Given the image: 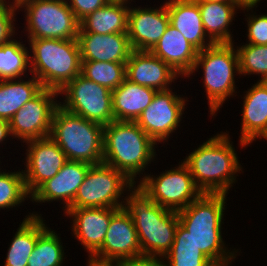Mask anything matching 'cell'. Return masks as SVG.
<instances>
[{"mask_svg":"<svg viewBox=\"0 0 267 266\" xmlns=\"http://www.w3.org/2000/svg\"><path fill=\"white\" fill-rule=\"evenodd\" d=\"M208 2H226V3H239L237 0H205Z\"/></svg>","mask_w":267,"mask_h":266,"instance_id":"7bdbcfd3","label":"cell"},{"mask_svg":"<svg viewBox=\"0 0 267 266\" xmlns=\"http://www.w3.org/2000/svg\"><path fill=\"white\" fill-rule=\"evenodd\" d=\"M37 212H30L19 225L12 242L9 245L4 266H27L38 239Z\"/></svg>","mask_w":267,"mask_h":266,"instance_id":"83f0119b","label":"cell"},{"mask_svg":"<svg viewBox=\"0 0 267 266\" xmlns=\"http://www.w3.org/2000/svg\"><path fill=\"white\" fill-rule=\"evenodd\" d=\"M87 266H116V264L97 263L88 259Z\"/></svg>","mask_w":267,"mask_h":266,"instance_id":"b9f144b4","label":"cell"},{"mask_svg":"<svg viewBox=\"0 0 267 266\" xmlns=\"http://www.w3.org/2000/svg\"><path fill=\"white\" fill-rule=\"evenodd\" d=\"M265 140H267V132L262 136Z\"/></svg>","mask_w":267,"mask_h":266,"instance_id":"bcb514c9","label":"cell"},{"mask_svg":"<svg viewBox=\"0 0 267 266\" xmlns=\"http://www.w3.org/2000/svg\"><path fill=\"white\" fill-rule=\"evenodd\" d=\"M31 195L28 193L23 172L0 171V209L20 206Z\"/></svg>","mask_w":267,"mask_h":266,"instance_id":"1f68e13d","label":"cell"},{"mask_svg":"<svg viewBox=\"0 0 267 266\" xmlns=\"http://www.w3.org/2000/svg\"><path fill=\"white\" fill-rule=\"evenodd\" d=\"M243 97L240 145L247 147L267 132V87L257 81ZM256 139V140H255Z\"/></svg>","mask_w":267,"mask_h":266,"instance_id":"44dd1931","label":"cell"},{"mask_svg":"<svg viewBox=\"0 0 267 266\" xmlns=\"http://www.w3.org/2000/svg\"><path fill=\"white\" fill-rule=\"evenodd\" d=\"M172 90L157 91L150 105L136 120L145 133L158 144L167 142L180 126L186 101H189Z\"/></svg>","mask_w":267,"mask_h":266,"instance_id":"4fadbf2b","label":"cell"},{"mask_svg":"<svg viewBox=\"0 0 267 266\" xmlns=\"http://www.w3.org/2000/svg\"><path fill=\"white\" fill-rule=\"evenodd\" d=\"M120 208H75L64 214L72 218V234L90 258L103 244L112 216Z\"/></svg>","mask_w":267,"mask_h":266,"instance_id":"ac0fdd59","label":"cell"},{"mask_svg":"<svg viewBox=\"0 0 267 266\" xmlns=\"http://www.w3.org/2000/svg\"><path fill=\"white\" fill-rule=\"evenodd\" d=\"M227 194L203 193L178 211L179 223L193 237L195 245L215 266H229L238 254L228 250L222 238V223Z\"/></svg>","mask_w":267,"mask_h":266,"instance_id":"6da1fadb","label":"cell"},{"mask_svg":"<svg viewBox=\"0 0 267 266\" xmlns=\"http://www.w3.org/2000/svg\"><path fill=\"white\" fill-rule=\"evenodd\" d=\"M157 90L133 83L126 78L112 91V109L115 121L136 122L150 105Z\"/></svg>","mask_w":267,"mask_h":266,"instance_id":"d4e9b609","label":"cell"},{"mask_svg":"<svg viewBox=\"0 0 267 266\" xmlns=\"http://www.w3.org/2000/svg\"><path fill=\"white\" fill-rule=\"evenodd\" d=\"M128 1L111 0L80 21L79 32L111 34L127 33ZM128 5V6H127Z\"/></svg>","mask_w":267,"mask_h":266,"instance_id":"484cf974","label":"cell"},{"mask_svg":"<svg viewBox=\"0 0 267 266\" xmlns=\"http://www.w3.org/2000/svg\"><path fill=\"white\" fill-rule=\"evenodd\" d=\"M169 251L202 252L193 241L190 233L179 223L172 247Z\"/></svg>","mask_w":267,"mask_h":266,"instance_id":"74e56055","label":"cell"},{"mask_svg":"<svg viewBox=\"0 0 267 266\" xmlns=\"http://www.w3.org/2000/svg\"><path fill=\"white\" fill-rule=\"evenodd\" d=\"M165 4L170 24L198 51L214 44L204 31L199 6L195 0H168Z\"/></svg>","mask_w":267,"mask_h":266,"instance_id":"603a6c76","label":"cell"},{"mask_svg":"<svg viewBox=\"0 0 267 266\" xmlns=\"http://www.w3.org/2000/svg\"><path fill=\"white\" fill-rule=\"evenodd\" d=\"M90 167L85 162L68 160L53 178L46 180L31 194L30 200L33 203L62 200L65 212L73 203Z\"/></svg>","mask_w":267,"mask_h":266,"instance_id":"e0dca14e","label":"cell"},{"mask_svg":"<svg viewBox=\"0 0 267 266\" xmlns=\"http://www.w3.org/2000/svg\"><path fill=\"white\" fill-rule=\"evenodd\" d=\"M23 1H25V0H13L11 3H12L13 5L18 6V5H20Z\"/></svg>","mask_w":267,"mask_h":266,"instance_id":"ee69618b","label":"cell"},{"mask_svg":"<svg viewBox=\"0 0 267 266\" xmlns=\"http://www.w3.org/2000/svg\"><path fill=\"white\" fill-rule=\"evenodd\" d=\"M20 40L11 39L0 45V80L18 79L30 72L29 49Z\"/></svg>","mask_w":267,"mask_h":266,"instance_id":"f546056e","label":"cell"},{"mask_svg":"<svg viewBox=\"0 0 267 266\" xmlns=\"http://www.w3.org/2000/svg\"><path fill=\"white\" fill-rule=\"evenodd\" d=\"M157 143L136 123L112 121L103 129V162L135 184L155 159ZM143 171V172H142Z\"/></svg>","mask_w":267,"mask_h":266,"instance_id":"277c9868","label":"cell"},{"mask_svg":"<svg viewBox=\"0 0 267 266\" xmlns=\"http://www.w3.org/2000/svg\"><path fill=\"white\" fill-rule=\"evenodd\" d=\"M44 221L38 216V239L27 266H63L65 253L61 238Z\"/></svg>","mask_w":267,"mask_h":266,"instance_id":"f1b7e54d","label":"cell"},{"mask_svg":"<svg viewBox=\"0 0 267 266\" xmlns=\"http://www.w3.org/2000/svg\"><path fill=\"white\" fill-rule=\"evenodd\" d=\"M170 23L165 2L160 7H134L128 11L127 34L132 50L151 51Z\"/></svg>","mask_w":267,"mask_h":266,"instance_id":"2e32d148","label":"cell"},{"mask_svg":"<svg viewBox=\"0 0 267 266\" xmlns=\"http://www.w3.org/2000/svg\"><path fill=\"white\" fill-rule=\"evenodd\" d=\"M142 256L138 234L131 216L120 208L111 218L102 246L89 258L97 263L116 264Z\"/></svg>","mask_w":267,"mask_h":266,"instance_id":"5bb4252c","label":"cell"},{"mask_svg":"<svg viewBox=\"0 0 267 266\" xmlns=\"http://www.w3.org/2000/svg\"><path fill=\"white\" fill-rule=\"evenodd\" d=\"M247 17L248 44L267 45V14H249Z\"/></svg>","mask_w":267,"mask_h":266,"instance_id":"d590c367","label":"cell"},{"mask_svg":"<svg viewBox=\"0 0 267 266\" xmlns=\"http://www.w3.org/2000/svg\"><path fill=\"white\" fill-rule=\"evenodd\" d=\"M42 88L34 75L27 81L23 78L0 80V120L9 121Z\"/></svg>","mask_w":267,"mask_h":266,"instance_id":"4316f807","label":"cell"},{"mask_svg":"<svg viewBox=\"0 0 267 266\" xmlns=\"http://www.w3.org/2000/svg\"><path fill=\"white\" fill-rule=\"evenodd\" d=\"M30 72L42 87L60 92L81 74L77 39H28ZM32 52V53H31Z\"/></svg>","mask_w":267,"mask_h":266,"instance_id":"5b68a950","label":"cell"},{"mask_svg":"<svg viewBox=\"0 0 267 266\" xmlns=\"http://www.w3.org/2000/svg\"><path fill=\"white\" fill-rule=\"evenodd\" d=\"M59 94L65 95L60 106L89 121L103 126L114 121L112 91L81 74L70 81Z\"/></svg>","mask_w":267,"mask_h":266,"instance_id":"8fae6325","label":"cell"},{"mask_svg":"<svg viewBox=\"0 0 267 266\" xmlns=\"http://www.w3.org/2000/svg\"><path fill=\"white\" fill-rule=\"evenodd\" d=\"M75 17L81 21L88 14L105 6L111 0H66ZM69 1V2H68Z\"/></svg>","mask_w":267,"mask_h":266,"instance_id":"8d00e7d4","label":"cell"},{"mask_svg":"<svg viewBox=\"0 0 267 266\" xmlns=\"http://www.w3.org/2000/svg\"><path fill=\"white\" fill-rule=\"evenodd\" d=\"M195 1L199 6L204 31L214 44L234 42L229 25L235 19L237 9L249 12L257 8V6H242L240 3Z\"/></svg>","mask_w":267,"mask_h":266,"instance_id":"cb8c5ba5","label":"cell"},{"mask_svg":"<svg viewBox=\"0 0 267 266\" xmlns=\"http://www.w3.org/2000/svg\"><path fill=\"white\" fill-rule=\"evenodd\" d=\"M134 185L123 172L104 162L91 165L68 209L123 208L120 197Z\"/></svg>","mask_w":267,"mask_h":266,"instance_id":"9c48e42d","label":"cell"},{"mask_svg":"<svg viewBox=\"0 0 267 266\" xmlns=\"http://www.w3.org/2000/svg\"><path fill=\"white\" fill-rule=\"evenodd\" d=\"M151 52L185 78L190 77L198 54V50L170 23Z\"/></svg>","mask_w":267,"mask_h":266,"instance_id":"7402d4cb","label":"cell"},{"mask_svg":"<svg viewBox=\"0 0 267 266\" xmlns=\"http://www.w3.org/2000/svg\"><path fill=\"white\" fill-rule=\"evenodd\" d=\"M20 8H24L29 39H77L80 21L66 0H25Z\"/></svg>","mask_w":267,"mask_h":266,"instance_id":"ba28073f","label":"cell"},{"mask_svg":"<svg viewBox=\"0 0 267 266\" xmlns=\"http://www.w3.org/2000/svg\"><path fill=\"white\" fill-rule=\"evenodd\" d=\"M242 6H256L261 0H237Z\"/></svg>","mask_w":267,"mask_h":266,"instance_id":"60d3db41","label":"cell"},{"mask_svg":"<svg viewBox=\"0 0 267 266\" xmlns=\"http://www.w3.org/2000/svg\"><path fill=\"white\" fill-rule=\"evenodd\" d=\"M128 192L123 209L134 222L142 256L162 258L172 247L178 212L161 207L136 184Z\"/></svg>","mask_w":267,"mask_h":266,"instance_id":"3957f363","label":"cell"},{"mask_svg":"<svg viewBox=\"0 0 267 266\" xmlns=\"http://www.w3.org/2000/svg\"><path fill=\"white\" fill-rule=\"evenodd\" d=\"M25 186L31 195L42 183L53 178L68 161L66 154L50 137L26 142Z\"/></svg>","mask_w":267,"mask_h":266,"instance_id":"9a60e30c","label":"cell"},{"mask_svg":"<svg viewBox=\"0 0 267 266\" xmlns=\"http://www.w3.org/2000/svg\"><path fill=\"white\" fill-rule=\"evenodd\" d=\"M10 136L12 137L9 121L0 120V143H5L4 141H7V139L11 138Z\"/></svg>","mask_w":267,"mask_h":266,"instance_id":"ab89813d","label":"cell"},{"mask_svg":"<svg viewBox=\"0 0 267 266\" xmlns=\"http://www.w3.org/2000/svg\"><path fill=\"white\" fill-rule=\"evenodd\" d=\"M116 266H165L164 260L160 257L140 256L137 258L125 259L116 263Z\"/></svg>","mask_w":267,"mask_h":266,"instance_id":"f35d334b","label":"cell"},{"mask_svg":"<svg viewBox=\"0 0 267 266\" xmlns=\"http://www.w3.org/2000/svg\"><path fill=\"white\" fill-rule=\"evenodd\" d=\"M159 176L144 174L138 186L158 205L172 211H180L198 199L203 193L197 187L184 162Z\"/></svg>","mask_w":267,"mask_h":266,"instance_id":"30bf717a","label":"cell"},{"mask_svg":"<svg viewBox=\"0 0 267 266\" xmlns=\"http://www.w3.org/2000/svg\"><path fill=\"white\" fill-rule=\"evenodd\" d=\"M201 67L204 73L203 86L208 99L210 115L215 116L226 99L237 93L235 75L237 73L239 75L240 72L238 52L234 48V43H215L198 51L197 59L189 75H193Z\"/></svg>","mask_w":267,"mask_h":266,"instance_id":"52a82bcc","label":"cell"},{"mask_svg":"<svg viewBox=\"0 0 267 266\" xmlns=\"http://www.w3.org/2000/svg\"><path fill=\"white\" fill-rule=\"evenodd\" d=\"M81 75L113 91L126 78V63L81 61Z\"/></svg>","mask_w":267,"mask_h":266,"instance_id":"4dcf8cb0","label":"cell"},{"mask_svg":"<svg viewBox=\"0 0 267 266\" xmlns=\"http://www.w3.org/2000/svg\"><path fill=\"white\" fill-rule=\"evenodd\" d=\"M180 75L151 51L132 50L126 62V79L157 91L171 89Z\"/></svg>","mask_w":267,"mask_h":266,"instance_id":"d6986e66","label":"cell"},{"mask_svg":"<svg viewBox=\"0 0 267 266\" xmlns=\"http://www.w3.org/2000/svg\"><path fill=\"white\" fill-rule=\"evenodd\" d=\"M261 82L267 87V79L266 80H263Z\"/></svg>","mask_w":267,"mask_h":266,"instance_id":"f6af8a7d","label":"cell"},{"mask_svg":"<svg viewBox=\"0 0 267 266\" xmlns=\"http://www.w3.org/2000/svg\"><path fill=\"white\" fill-rule=\"evenodd\" d=\"M77 41L81 61L126 63L132 52L127 33L79 32Z\"/></svg>","mask_w":267,"mask_h":266,"instance_id":"ffe728a7","label":"cell"},{"mask_svg":"<svg viewBox=\"0 0 267 266\" xmlns=\"http://www.w3.org/2000/svg\"><path fill=\"white\" fill-rule=\"evenodd\" d=\"M227 132L209 138L188 154L184 163L202 193L227 194L241 173L237 153ZM241 171V172H240Z\"/></svg>","mask_w":267,"mask_h":266,"instance_id":"7a4b0ae2","label":"cell"},{"mask_svg":"<svg viewBox=\"0 0 267 266\" xmlns=\"http://www.w3.org/2000/svg\"><path fill=\"white\" fill-rule=\"evenodd\" d=\"M103 129V125L59 105L53 115L49 137L58 144L68 160L94 165L103 162Z\"/></svg>","mask_w":267,"mask_h":266,"instance_id":"8992f818","label":"cell"},{"mask_svg":"<svg viewBox=\"0 0 267 266\" xmlns=\"http://www.w3.org/2000/svg\"><path fill=\"white\" fill-rule=\"evenodd\" d=\"M0 1V45L9 42L15 36L14 21L18 6L13 5L11 1Z\"/></svg>","mask_w":267,"mask_h":266,"instance_id":"e575fe53","label":"cell"},{"mask_svg":"<svg viewBox=\"0 0 267 266\" xmlns=\"http://www.w3.org/2000/svg\"><path fill=\"white\" fill-rule=\"evenodd\" d=\"M59 95L58 91L43 87L26 102L9 120L12 139L25 143L49 137L54 112L60 105L56 99Z\"/></svg>","mask_w":267,"mask_h":266,"instance_id":"7c38bea8","label":"cell"},{"mask_svg":"<svg viewBox=\"0 0 267 266\" xmlns=\"http://www.w3.org/2000/svg\"><path fill=\"white\" fill-rule=\"evenodd\" d=\"M162 259L165 266H215L203 252L168 251Z\"/></svg>","mask_w":267,"mask_h":266,"instance_id":"836d02e7","label":"cell"},{"mask_svg":"<svg viewBox=\"0 0 267 266\" xmlns=\"http://www.w3.org/2000/svg\"><path fill=\"white\" fill-rule=\"evenodd\" d=\"M239 57V76L260 75L258 81L267 79V45L248 44L235 47Z\"/></svg>","mask_w":267,"mask_h":266,"instance_id":"d6a6232c","label":"cell"}]
</instances>
